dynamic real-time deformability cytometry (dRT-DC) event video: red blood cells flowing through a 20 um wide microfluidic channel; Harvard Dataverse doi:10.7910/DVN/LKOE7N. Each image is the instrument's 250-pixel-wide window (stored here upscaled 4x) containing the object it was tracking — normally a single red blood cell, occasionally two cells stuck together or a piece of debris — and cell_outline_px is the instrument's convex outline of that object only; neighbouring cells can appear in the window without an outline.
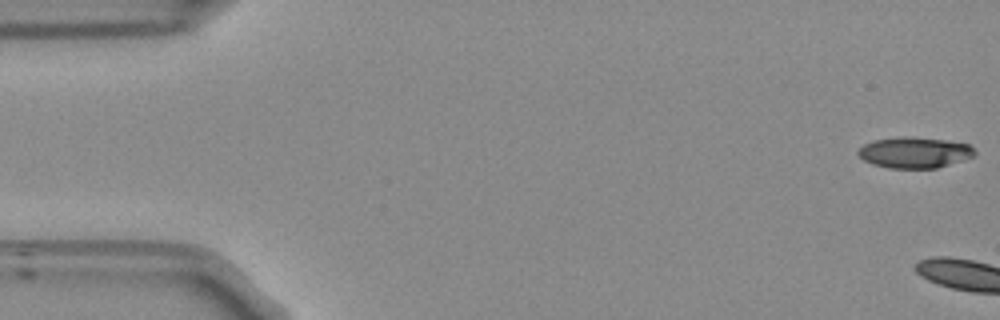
{"species": "Egyptian fruit bat (a non-hibernating species)", "species_latin": "Rousettus aegyptiacus", "temperature_condition": "room temperature", "stored_images_in_passage": 14, "camera_frame_rate_fps": 3000, "um_per_image_px": 0.085, "frame": {"image": 1, "passage_image": 1, "time_ms": 0.0, "image_size_px": [1000, 320], "cell_outline_px": [[976, 156], [936, 168], [888, 168], [872, 164], [864, 160], [856, 152], [864, 144], [872, 140], [900, 136], [912, 136], [948, 140], [968, 144], [976, 152]], "centroid_in_image_um": [77.73, 12.95], "position_along_channel_um": 7.3, "area_um2": 21.21}}
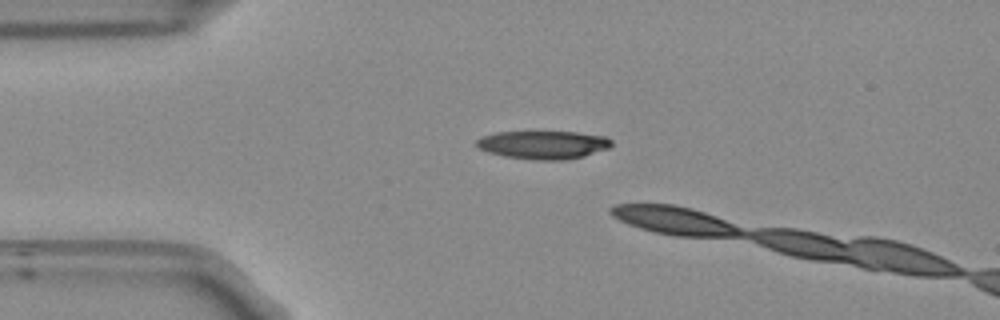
{"frame": {"image": 2, "passage_image": 12, "time_ms": 3.667, "image_size_px": [1000, 320], "cell_outline_px": [[612, 144], [608, 148], [584, 156], [564, 160], [532, 160], [504, 156], [488, 152], [480, 148], [476, 144], [476, 140], [484, 136], [496, 132], [576, 132], [608, 136], [612, 140]], "centroid_in_image_um": [46.21, 12.31], "position_along_channel_um": 38.8, "area_um2": 22.2}}